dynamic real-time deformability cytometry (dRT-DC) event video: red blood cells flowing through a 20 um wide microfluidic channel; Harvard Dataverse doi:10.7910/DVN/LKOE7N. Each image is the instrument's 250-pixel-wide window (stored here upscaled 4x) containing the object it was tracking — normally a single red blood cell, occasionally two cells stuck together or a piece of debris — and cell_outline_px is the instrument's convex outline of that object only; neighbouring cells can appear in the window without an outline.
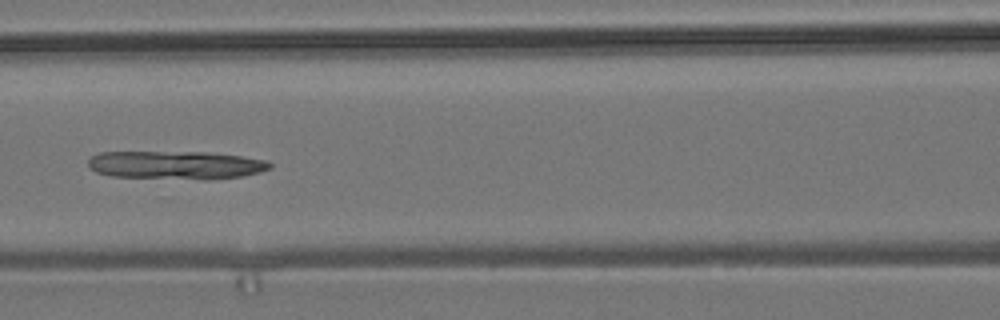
{"species": "common noctule bat (a hibernating species)", "species_latin": "Nyctalus noctula", "temperature_condition": "room temperature", "stored_images_in_passage": 9, "camera_frame_rate_fps": 3000, "um_per_image_px": 0.085, "animal": {"sex": "male", "body_mass_g": 19.2, "forearm_length_mm": 51.8}, "frame": {"image": 1, "passage_image": 6, "time_ms": 1.667, "image_size_px": [1000, 320], "cell_outline_px": [[272, 168], [260, 172], [244, 176], [204, 180], [112, 176], [96, 172], [88, 164], [88, 160], [92, 156], [100, 152], [204, 152], [240, 156], [268, 160], [272, 164]], "centroid_in_image_um": [15.0, 14.03], "position_along_channel_um": 151.6, "area_um2": 30.06}}
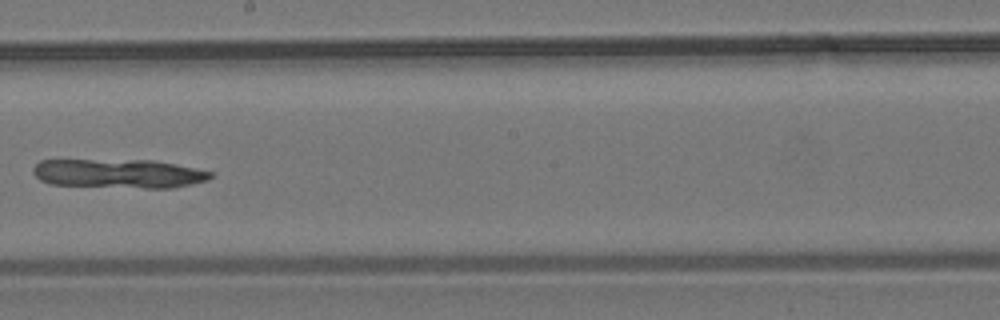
{"frame": {"image": 2, "passage_image": 8, "time_ms": 2.333, "image_size_px": [1000, 320], "cell_outline_px": [[216, 176], [208, 180], [172, 188], [144, 188], [52, 184], [40, 180], [32, 172], [32, 168], [40, 160], [152, 160], [176, 164], [196, 168], [212, 172]], "centroid_in_image_um": [10.12, 14.75], "position_along_channel_um": 238.1, "area_um2": 30.06}}
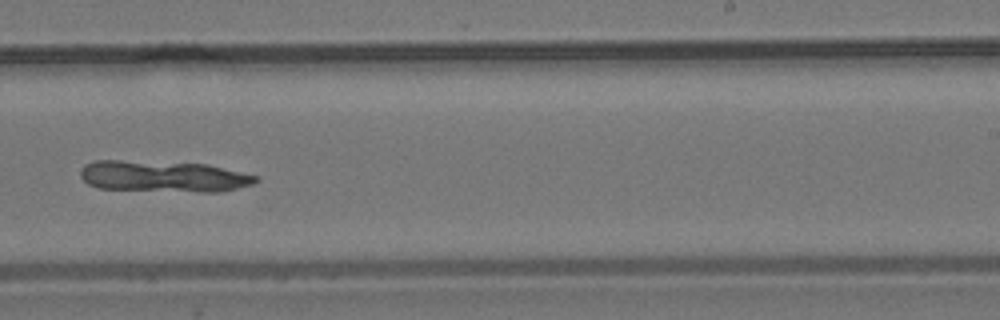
{"frame": {"image": 3, "passage_image": 9, "time_ms": 2.667, "image_size_px": [1000, 320], "cell_outline_px": [[260, 180], [252, 184], [220, 192], [200, 192], [100, 188], [88, 184], [80, 176], [80, 172], [84, 164], [92, 160], [120, 160], [208, 164], [260, 176]], "centroid_in_image_um": [13.91, 14.98], "position_along_channel_um": 275.1, "area_um2": 32.08}}